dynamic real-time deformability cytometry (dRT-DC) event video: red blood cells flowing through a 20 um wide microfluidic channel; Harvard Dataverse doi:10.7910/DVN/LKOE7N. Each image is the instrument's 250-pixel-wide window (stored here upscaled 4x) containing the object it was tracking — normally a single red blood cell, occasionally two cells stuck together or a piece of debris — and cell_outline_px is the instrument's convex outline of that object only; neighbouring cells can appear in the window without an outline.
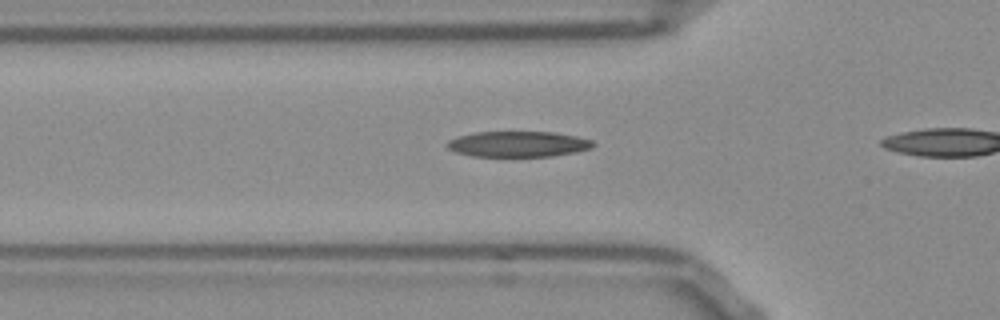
{"species": "Egyptian fruit bat (a non-hibernating species)", "species_latin": "Rousettus aegyptiacus", "temperature_condition": "room temperature", "stored_images_in_passage": 13, "camera_frame_rate_fps": 3000, "um_per_image_px": 0.085, "frame": {"image": 1, "passage_image": 8, "time_ms": 2.333, "image_size_px": [1000, 320], "cell_outline_px": [[596, 144], [592, 148], [576, 152], [552, 156], [472, 156], [456, 152], [448, 148], [444, 144], [448, 140], [460, 136], [476, 132], [552, 132], [576, 136], [592, 140]], "centroid_in_image_um": [44.05, 12.25], "position_along_channel_um": 81.8, "area_um2": 21.79}}
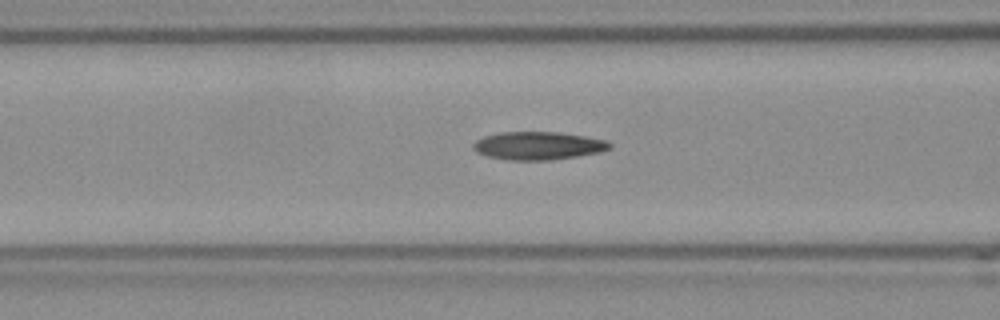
{"frame": {"image": 2, "passage_image": 11, "time_ms": 3.333, "image_size_px": [1000, 320], "cell_outline_px": [[612, 148], [596, 152], [576, 156], [548, 160], [508, 160], [488, 156], [476, 152], [472, 148], [472, 144], [476, 140], [484, 136], [500, 132], [556, 132], [584, 136], [604, 140], [612, 144]], "centroid_in_image_um": [45.68, 12.38], "position_along_channel_um": 120.9, "area_um2": 22.08}}